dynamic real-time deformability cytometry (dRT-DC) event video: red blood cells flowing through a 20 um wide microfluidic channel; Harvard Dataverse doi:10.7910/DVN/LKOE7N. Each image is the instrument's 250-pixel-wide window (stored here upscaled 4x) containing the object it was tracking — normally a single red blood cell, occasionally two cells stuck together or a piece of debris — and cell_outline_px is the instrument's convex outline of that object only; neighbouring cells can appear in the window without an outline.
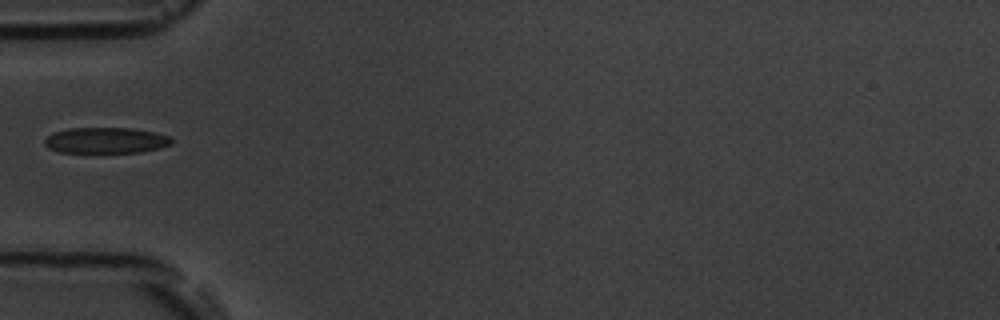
{"species": "common noctule bat (a hibernating species)", "species_latin": "Nyctalus noctula", "temperature_condition": "room temperature", "stored_images_in_passage": 1, "camera_frame_rate_fps": 3000, "um_per_image_px": 0.085, "animal": {"sex": "male", "body_mass_g": 19.5, "forearm_length_mm": 54.6}, "frame": {"image": 1, "passage_image": 1, "time_ms": 0.0, "image_size_px": [1000, 320], "cell_outline_px": [[172, 144], [160, 148], [140, 152], [60, 152], [48, 148], [44, 144], [44, 140], [52, 132], [68, 128], [132, 128], [156, 132], [168, 136], [172, 140]], "centroid_in_image_um": [8.99, 11.92], "position_along_channel_um": 76.0, "area_um2": 19.19}}